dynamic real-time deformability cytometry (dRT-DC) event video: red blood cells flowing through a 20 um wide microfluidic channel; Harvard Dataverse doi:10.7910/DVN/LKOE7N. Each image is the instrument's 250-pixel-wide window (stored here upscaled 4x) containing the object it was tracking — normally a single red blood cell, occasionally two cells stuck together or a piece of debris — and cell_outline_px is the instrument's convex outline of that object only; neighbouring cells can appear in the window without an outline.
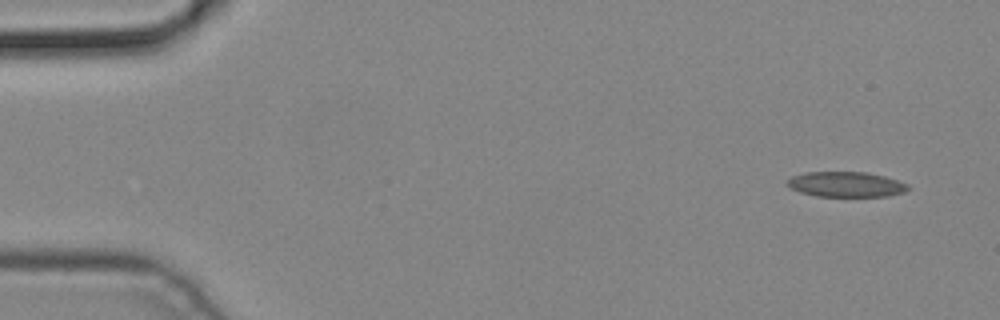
{"species": "common noctule bat (a hibernating species)", "species_latin": "Nyctalus noctula", "temperature_condition": "cold", "stored_images_in_passage": 4, "camera_frame_rate_fps": 3000, "um_per_image_px": 0.085, "animal": {"sex": "male", "body_mass_g": 19.2, "forearm_length_mm": 51.8}, "frame": {"image": 1, "passage_image": 1, "time_ms": 0.0, "image_size_px": [1000, 320], "cell_outline_px": [[908, 188], [904, 192], [888, 196], [816, 196], [800, 192], [792, 188], [788, 184], [788, 180], [792, 176], [804, 172], [864, 172], [884, 176], [908, 184]], "centroid_in_image_um": [71.91, 15.67], "position_along_channel_um": 13.1, "area_um2": 17.51}}
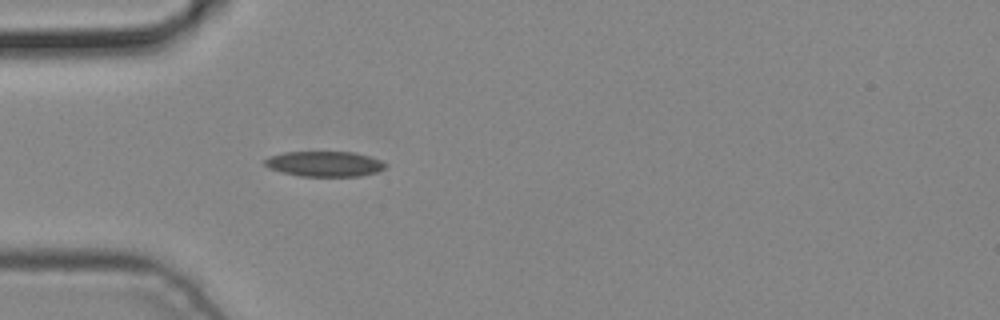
{"frame": {"image": 2, "passage_image": 4, "time_ms": 1.0, "image_size_px": [1000, 320], "cell_outline_px": [[388, 164], [384, 168], [376, 172], [360, 176], [300, 176], [280, 172], [268, 168], [264, 164], [264, 160], [268, 156], [284, 152], [352, 152], [368, 156], [380, 160]], "centroid_in_image_um": [27.54, 13.93], "position_along_channel_um": 57.5, "area_um2": 17.8}}